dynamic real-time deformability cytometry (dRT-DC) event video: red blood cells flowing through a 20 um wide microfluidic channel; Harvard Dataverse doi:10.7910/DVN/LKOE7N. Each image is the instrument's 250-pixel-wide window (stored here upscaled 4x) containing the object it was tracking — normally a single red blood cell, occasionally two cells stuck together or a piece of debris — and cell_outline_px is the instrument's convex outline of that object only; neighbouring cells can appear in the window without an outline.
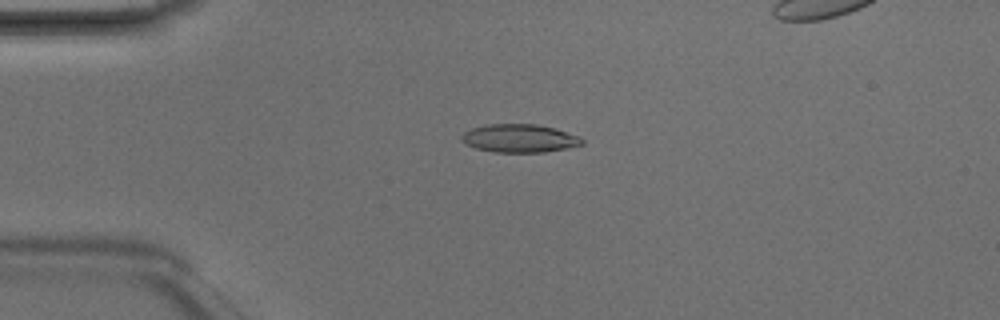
{"species": "Egyptian fruit bat (a non-hibernating species)", "species_latin": "Rousettus aegyptiacus", "temperature_condition": "room temperature", "stored_images_in_passage": 6, "camera_frame_rate_fps": 3000, "um_per_image_px": 0.085, "animal": {"sex": "male"}, "frame": {"image": 1, "passage_image": 4, "time_ms": 1.0, "image_size_px": [1000, 320], "cell_outline_px": [[584, 144], [544, 152], [496, 152], [476, 148], [464, 144], [460, 140], [460, 136], [464, 132], [472, 128], [488, 124], [536, 124], [556, 128], [580, 136], [584, 140]], "centroid_in_image_um": [44.15, 11.75], "position_along_channel_um": 40.9, "area_um2": 19.88}}